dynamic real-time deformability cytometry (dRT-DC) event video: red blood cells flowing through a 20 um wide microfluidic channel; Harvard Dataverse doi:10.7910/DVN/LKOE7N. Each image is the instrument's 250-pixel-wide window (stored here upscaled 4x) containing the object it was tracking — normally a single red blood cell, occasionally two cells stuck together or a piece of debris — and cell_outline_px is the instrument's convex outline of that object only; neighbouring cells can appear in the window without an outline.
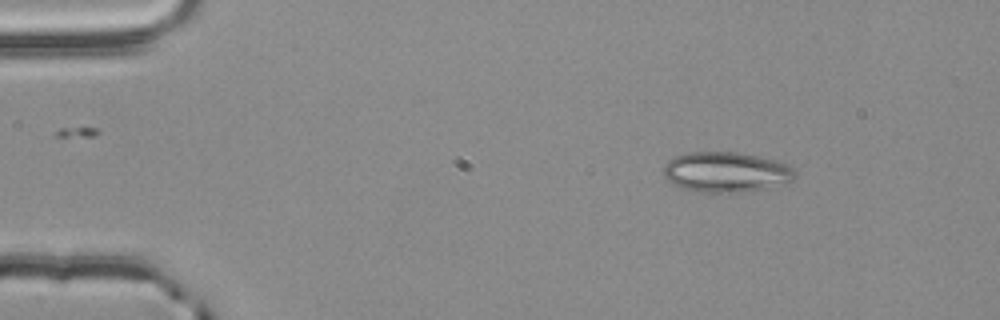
{"species": "common noctule bat (a hibernating species)", "species_latin": "Nyctalus noctula", "temperature_condition": "room temperature", "stored_images_in_passage": 3, "camera_frame_rate_fps": 3000, "um_per_image_px": 0.085, "animal": {"sex": "male", "body_mass_g": 20.4}, "frame": {"image": 1, "passage_image": 1, "time_ms": 0.0, "image_size_px": [1000, 320], "cell_outline_px": [[796, 176], [792, 180], [764, 188], [740, 192], [692, 192], [672, 184], [664, 176], [664, 164], [668, 160], [676, 156], [688, 152], [736, 152], [776, 160], [788, 164], [796, 172]], "centroid_in_image_um": [61.67, 14.62], "position_along_channel_um": 23.3, "area_um2": 30.75}}